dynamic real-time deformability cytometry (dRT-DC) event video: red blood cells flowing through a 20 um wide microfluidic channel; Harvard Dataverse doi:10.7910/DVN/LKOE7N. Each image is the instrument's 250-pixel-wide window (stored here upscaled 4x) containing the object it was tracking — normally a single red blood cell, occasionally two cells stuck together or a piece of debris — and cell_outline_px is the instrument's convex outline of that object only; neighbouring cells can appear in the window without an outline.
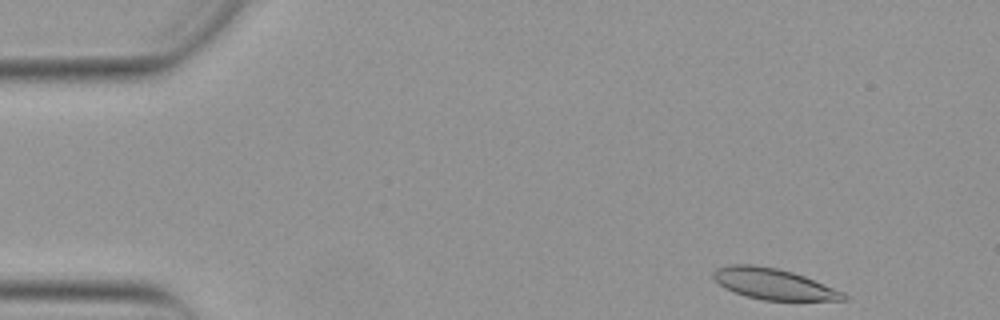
{"species": "Egyptian fruit bat (a non-hibernating species)", "species_latin": "Rousettus aegyptiacus", "temperature_condition": "warm", "stored_images_in_passage": 48, "camera_frame_rate_fps": 3000, "um_per_image_px": 0.085, "animal": {"sex": "female"}, "frame": {"image": 1, "passage_image": 1, "time_ms": 0.0, "image_size_px": [1000, 320], "cell_outline_px": [[848, 296], [844, 300], [764, 300], [732, 292], [724, 288], [712, 276], [712, 272], [716, 268], [728, 264], [752, 264], [776, 268], [792, 272], [804, 276], [844, 292]], "centroid_in_image_um": [65.71, 24.12], "position_along_channel_um": 19.3, "area_um2": 23.35}}
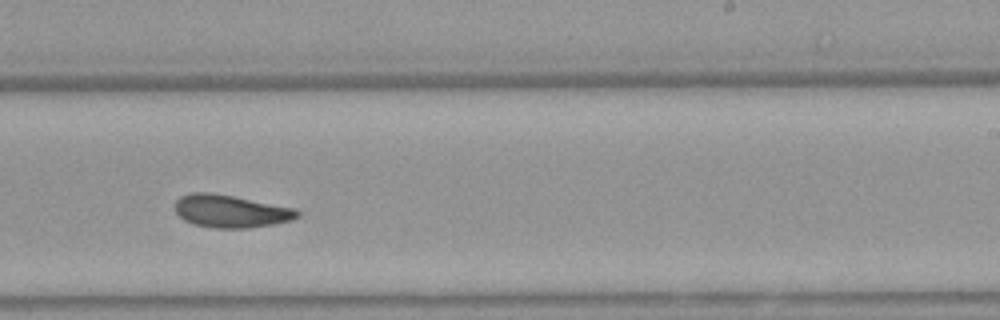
{"frame": {"image": 2, "passage_image": 28, "time_ms": 9.0, "image_size_px": [1000, 320], "cell_outline_px": [[300, 216], [292, 220], [272, 224], [248, 228], [212, 228], [196, 224], [184, 220], [176, 212], [176, 200], [180, 196], [192, 192], [212, 192], [296, 208], [300, 212]], "centroid_in_image_um": [19.63, 17.94], "position_along_channel_um": 269.4, "area_um2": 23.29}}
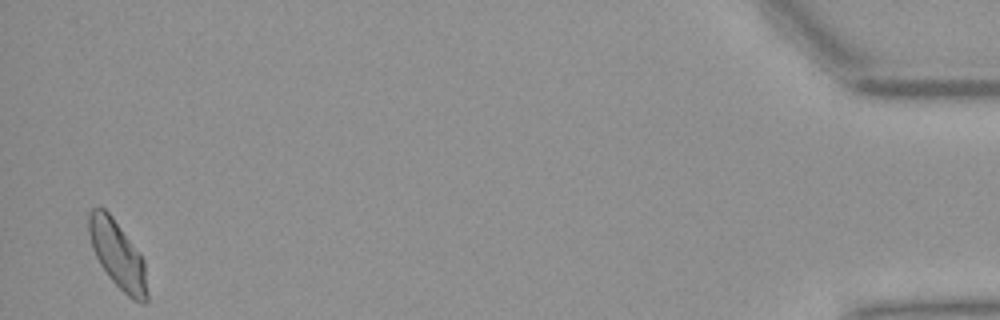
{"frame": {"image": 3, "passage_image": 47, "time_ms": 15.333, "image_size_px": [1000, 320], "cell_outline_px": [[148, 300], [144, 304], [140, 304], [132, 300], [108, 276], [100, 264], [92, 248], [88, 232], [88, 212], [92, 208], [104, 208], [112, 216], [140, 252], [144, 260], [148, 292]], "centroid_in_image_um": [10.02, 21.67], "position_along_channel_um": 425.2, "area_um2": 23.18}, "authors_computed_cell_mechanics": {"area_um2": 23.2067, "velocity_mm_per_s": 3.8575, "shape_relaxation_time_tau1_ms": null, "shape_relaxation_time_tau2_ms": 3.156, "deformation_change_tau1": null, "deformation_change_tau2": 0.0965}}